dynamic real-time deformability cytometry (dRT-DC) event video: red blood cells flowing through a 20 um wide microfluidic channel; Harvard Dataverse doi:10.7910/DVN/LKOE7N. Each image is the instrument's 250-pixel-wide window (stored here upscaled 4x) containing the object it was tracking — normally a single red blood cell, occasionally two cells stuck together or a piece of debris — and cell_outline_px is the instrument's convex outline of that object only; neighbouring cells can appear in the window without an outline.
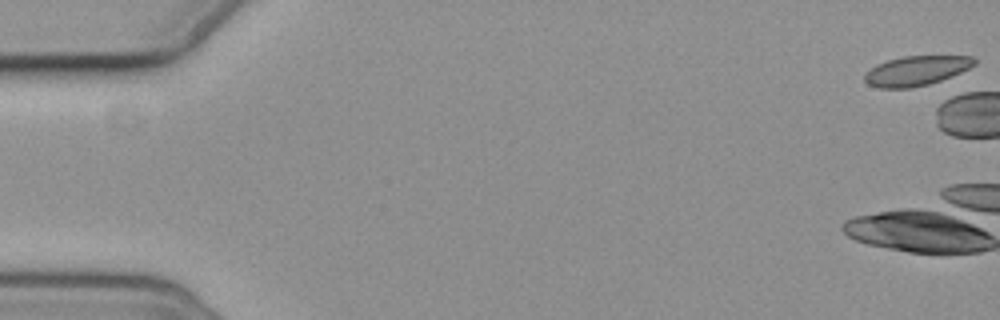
{"species": "common noctule bat (a hibernating species)", "species_latin": "Nyctalus noctula", "temperature_condition": "cold", "stored_images_in_passage": 6, "camera_frame_rate_fps": 3000, "um_per_image_px": 0.085, "animal": {"sex": "female", "body_mass_g": 19.3, "forearm_length_mm": 54.1}, "frame": {"image": 1, "passage_image": 1, "time_ms": 0.0, "image_size_px": [1000, 320], "cell_outline_px": [[976, 64], [952, 76], [928, 84], [912, 88], [880, 88], [868, 84], [864, 80], [864, 76], [876, 64], [888, 60], [904, 56], [972, 56], [976, 60]], "centroid_in_image_um": [77.88, 6.01], "position_along_channel_um": 7.1, "area_um2": 18.79}}